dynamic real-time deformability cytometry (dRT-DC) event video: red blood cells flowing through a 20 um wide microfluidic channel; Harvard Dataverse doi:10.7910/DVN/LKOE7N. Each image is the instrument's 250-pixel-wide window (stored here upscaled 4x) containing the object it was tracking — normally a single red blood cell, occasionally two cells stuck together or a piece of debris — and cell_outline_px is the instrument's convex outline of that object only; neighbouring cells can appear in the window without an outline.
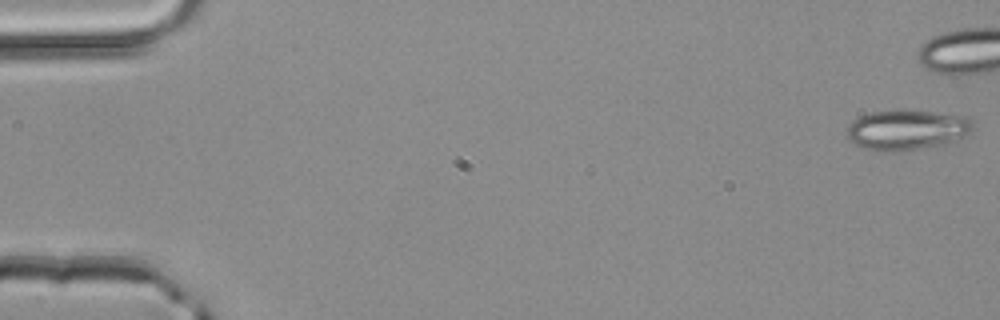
{"species": "common noctule bat (a hibernating species)", "species_latin": "Nyctalus noctula", "temperature_condition": "room temperature", "stored_images_in_passage": 10, "camera_frame_rate_fps": 3000, "um_per_image_px": 0.085, "animal": {"sex": "male", "body_mass_g": 20.4}, "frame": {"image": 1, "passage_image": 1, "time_ms": 0.0, "image_size_px": [1000, 320], "cell_outline_px": [[972, 128], [964, 136], [948, 144], [904, 152], [880, 152], [864, 148], [848, 140], [844, 136], [848, 124], [852, 120], [868, 112], [900, 108], [968, 116], [972, 120]], "centroid_in_image_um": [77.03, 11.03], "position_along_channel_um": 8.0, "area_um2": 30.63}}